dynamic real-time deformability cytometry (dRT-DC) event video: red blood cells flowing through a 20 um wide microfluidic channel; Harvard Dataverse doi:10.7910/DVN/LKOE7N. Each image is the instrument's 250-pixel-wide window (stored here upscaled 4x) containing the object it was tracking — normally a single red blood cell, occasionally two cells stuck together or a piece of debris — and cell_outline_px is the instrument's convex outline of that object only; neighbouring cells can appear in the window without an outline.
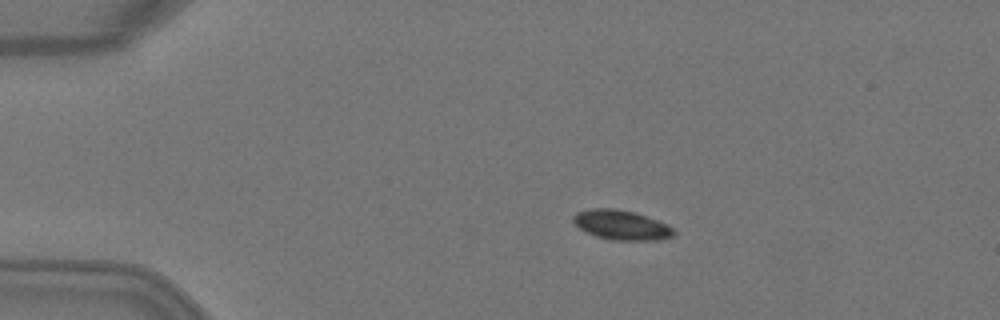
{"species": "Egyptian fruit bat (a non-hibernating species)", "species_latin": "Rousettus aegyptiacus", "temperature_condition": "warm", "stored_images_in_passage": 4, "camera_frame_rate_fps": 3000, "um_per_image_px": 0.085, "animal": {"sex": "female"}, "frame": {"image": 1, "passage_image": 1, "time_ms": 0.0, "image_size_px": [1000, 320], "cell_outline_px": [[676, 236], [660, 240], [612, 240], [596, 236], [580, 228], [572, 220], [572, 216], [576, 212], [588, 208], [616, 208], [636, 212], [668, 224], [676, 232]], "centroid_in_image_um": [52.85, 19.11], "position_along_channel_um": 32.2, "area_um2": 17.63}}